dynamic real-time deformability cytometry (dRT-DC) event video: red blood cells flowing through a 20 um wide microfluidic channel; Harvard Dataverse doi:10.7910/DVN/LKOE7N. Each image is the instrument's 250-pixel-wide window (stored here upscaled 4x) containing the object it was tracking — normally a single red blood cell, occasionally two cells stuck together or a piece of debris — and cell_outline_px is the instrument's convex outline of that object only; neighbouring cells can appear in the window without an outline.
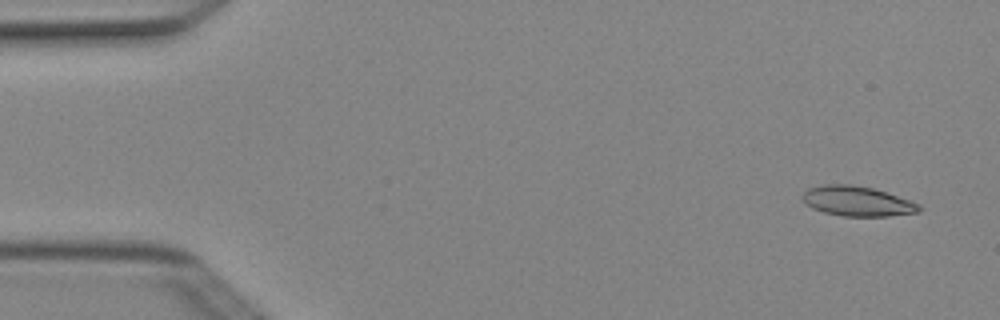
{"species": "Egyptian fruit bat (a non-hibernating species)", "species_latin": "Rousettus aegyptiacus", "temperature_condition": "cold", "stored_images_in_passage": 4, "camera_frame_rate_fps": 3000, "um_per_image_px": 0.085, "animal": {"sex": "female"}, "frame": {"image": 1, "passage_image": 1, "time_ms": 0.0, "image_size_px": [1000, 320], "cell_outline_px": [[924, 208], [920, 212], [888, 216], [844, 216], [824, 212], [812, 208], [800, 196], [808, 188], [824, 184], [852, 184], [872, 188], [920, 204]], "centroid_in_image_um": [72.87, 17.1], "position_along_channel_um": 12.1, "area_um2": 20.23}}